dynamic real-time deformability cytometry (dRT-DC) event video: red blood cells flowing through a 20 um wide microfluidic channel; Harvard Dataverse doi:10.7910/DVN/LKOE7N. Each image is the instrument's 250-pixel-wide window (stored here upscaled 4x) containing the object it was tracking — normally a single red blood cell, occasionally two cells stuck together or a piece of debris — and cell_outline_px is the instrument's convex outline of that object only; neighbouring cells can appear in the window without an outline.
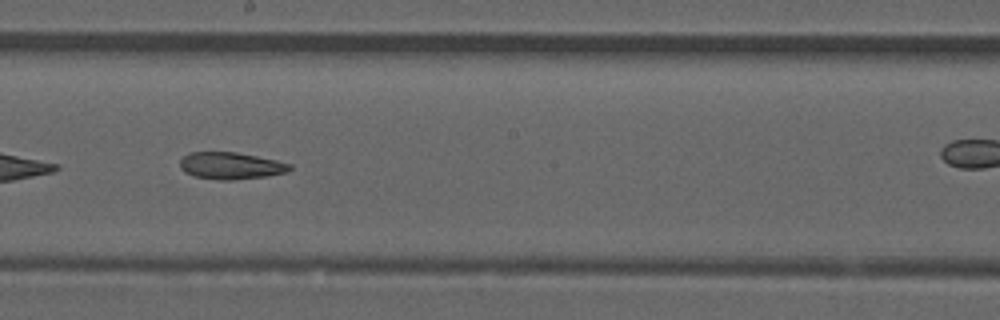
{"species": "common noctule bat (a hibernating species)", "species_latin": "Nyctalus noctula", "temperature_condition": "room temperature", "stored_images_in_passage": 33, "camera_frame_rate_fps": 3000, "um_per_image_px": 0.085, "animal": {"sex": "male", "forearm_length_mm": 52.5}, "frame": {"image": 1, "passage_image": 19, "time_ms": 6.0, "image_size_px": [1000, 320], "cell_outline_px": [[292, 168], [288, 172], [264, 176], [232, 180], [220, 180], [196, 176], [184, 172], [180, 168], [180, 160], [188, 152], [236, 152], [276, 160], [292, 164]], "centroid_in_image_um": [19.61, 14.08], "position_along_channel_um": 228.6, "area_um2": 17.17}}